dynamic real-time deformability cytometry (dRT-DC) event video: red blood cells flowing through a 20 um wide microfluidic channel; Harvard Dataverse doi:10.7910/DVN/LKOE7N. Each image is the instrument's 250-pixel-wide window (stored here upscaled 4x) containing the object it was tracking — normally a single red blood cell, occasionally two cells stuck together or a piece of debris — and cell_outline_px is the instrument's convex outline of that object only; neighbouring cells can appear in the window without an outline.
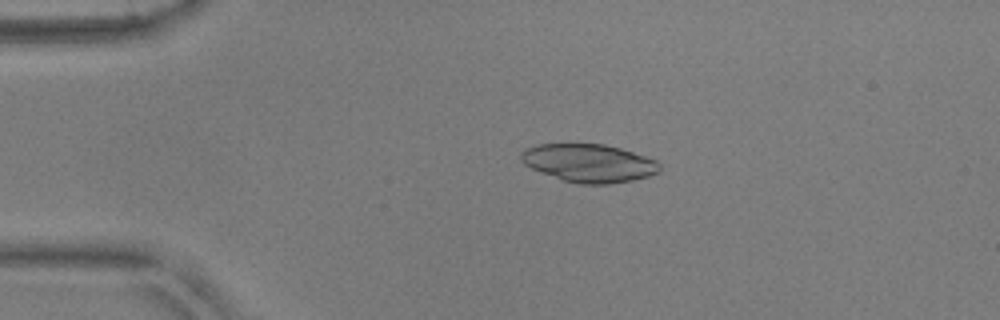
{"species": "common noctule bat (a hibernating species)", "species_latin": "Nyctalus noctula", "temperature_condition": "warm", "stored_images_in_passage": 47, "camera_frame_rate_fps": 3000, "um_per_image_px": 0.085, "animal": {"sex": "male", "body_mass_g": 17.9, "forearm_length_mm": 54.2}, "frame": {"image": 1, "passage_image": 6, "time_ms": 1.667, "image_size_px": [1000, 320], "cell_outline_px": [[660, 172], [648, 176], [632, 180], [608, 184], [580, 184], [564, 180], [532, 168], [524, 164], [520, 160], [520, 152], [528, 148], [540, 144], [604, 144], [620, 148], [656, 160], [660, 164]], "centroid_in_image_um": [50.07, 13.86], "position_along_channel_um": 34.9, "area_um2": 30.46}}
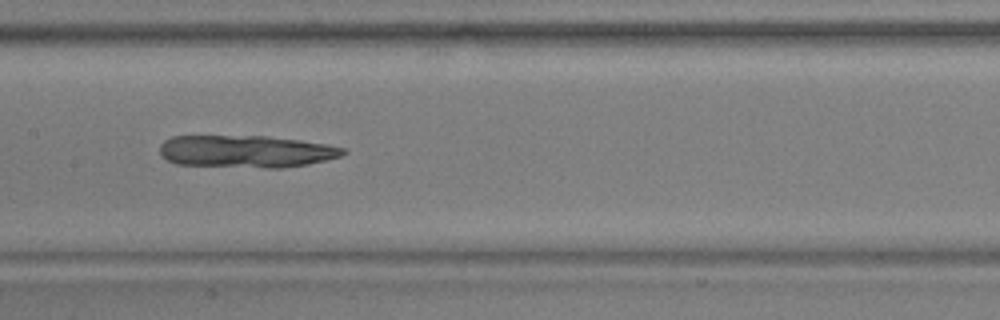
{"frame": {"image": 2, "passage_image": 21, "time_ms": 6.667, "image_size_px": [1000, 320], "cell_outline_px": [[348, 152], [340, 156], [308, 164], [280, 168], [268, 168], [176, 164], [160, 156], [160, 144], [164, 140], [172, 136], [268, 136], [300, 140], [328, 144], [344, 148]], "centroid_in_image_um": [20.9, 12.86], "position_along_channel_um": 186.5, "area_um2": 34.62}}
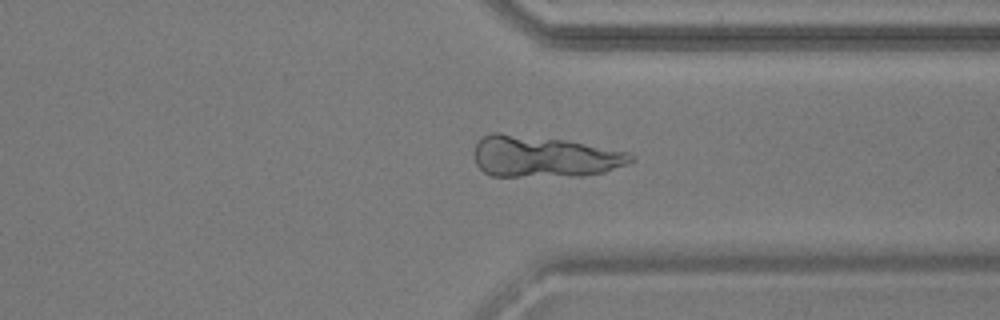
{"frame": {"image": 3, "passage_image": 35, "time_ms": 11.333, "image_size_px": [1000, 320], "cell_outline_px": [[636, 160], [628, 164], [604, 172], [584, 176], [492, 176], [484, 172], [476, 164], [472, 152], [476, 144], [484, 136], [492, 132], [500, 132], [564, 140], [628, 152], [636, 156]], "centroid_in_image_um": [46.24, 13.32], "position_along_channel_um": 365.2, "area_um2": 37.92}}